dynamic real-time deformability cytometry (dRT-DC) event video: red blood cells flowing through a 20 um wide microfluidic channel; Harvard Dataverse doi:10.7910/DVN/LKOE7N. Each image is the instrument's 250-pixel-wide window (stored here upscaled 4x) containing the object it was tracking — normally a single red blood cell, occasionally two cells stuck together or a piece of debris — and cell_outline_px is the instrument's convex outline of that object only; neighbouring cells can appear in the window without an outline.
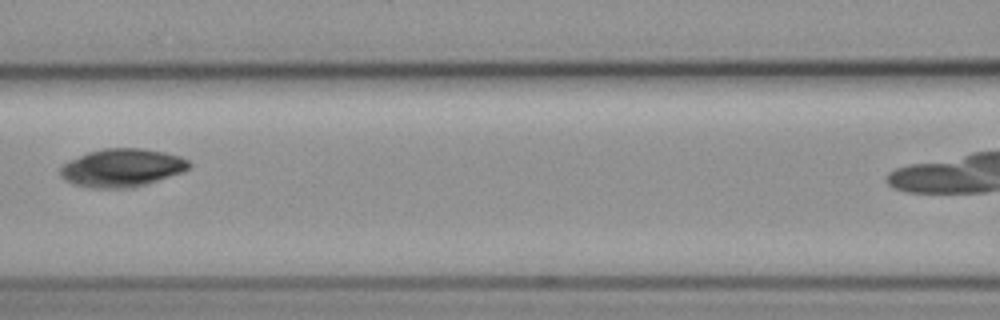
{"species": "common noctule bat (a hibernating species)", "species_latin": "Nyctalus noctula", "temperature_condition": "cold", "stored_images_in_passage": 5, "camera_frame_rate_fps": 3000, "um_per_image_px": 0.085, "animal": {"sex": "female", "body_mass_g": 19.3, "forearm_length_mm": 54.1}, "frame": {"image": 1, "passage_image": 3, "time_ms": 2.333, "image_size_px": [1000, 320], "cell_outline_px": [[192, 164], [184, 172], [148, 184], [132, 188], [92, 188], [72, 184], [64, 180], [60, 176], [60, 168], [68, 160], [88, 152], [104, 148], [144, 148], [164, 152], [180, 156], [188, 160]], "centroid_in_image_um": [10.37, 14.27], "position_along_channel_um": 156.2, "area_um2": 28.96}}